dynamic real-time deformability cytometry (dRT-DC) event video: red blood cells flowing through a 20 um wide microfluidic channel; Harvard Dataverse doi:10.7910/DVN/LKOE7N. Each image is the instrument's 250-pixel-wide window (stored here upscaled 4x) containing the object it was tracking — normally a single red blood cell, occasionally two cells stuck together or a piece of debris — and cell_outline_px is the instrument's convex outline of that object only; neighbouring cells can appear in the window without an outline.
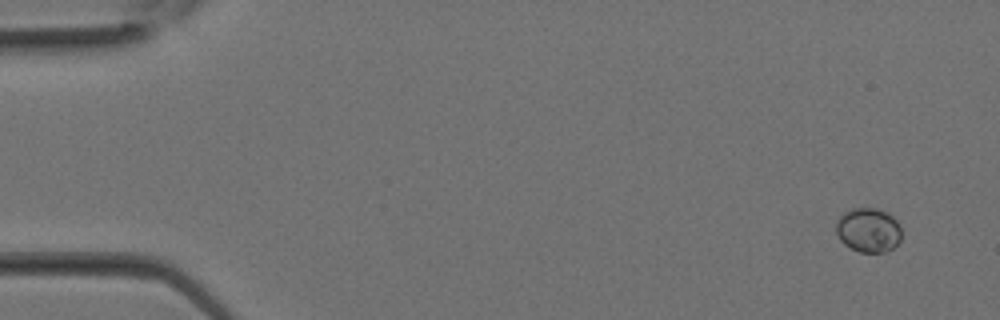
{"species": "Egyptian fruit bat (a non-hibernating species)", "species_latin": "Rousettus aegyptiacus", "temperature_condition": "room temperature", "stored_images_in_passage": 13, "camera_frame_rate_fps": 3000, "um_per_image_px": 0.085, "animal": {"sex": "female"}, "frame": {"image": 1, "passage_image": 2, "time_ms": 0.333, "image_size_px": [1000, 320], "cell_outline_px": [[900, 240], [888, 252], [860, 252], [844, 244], [840, 240], [836, 232], [836, 220], [844, 212], [852, 208], [876, 208], [888, 212], [896, 220], [900, 228]], "centroid_in_image_um": [73.8, 19.55], "position_along_channel_um": 11.2, "area_um2": 16.94}}
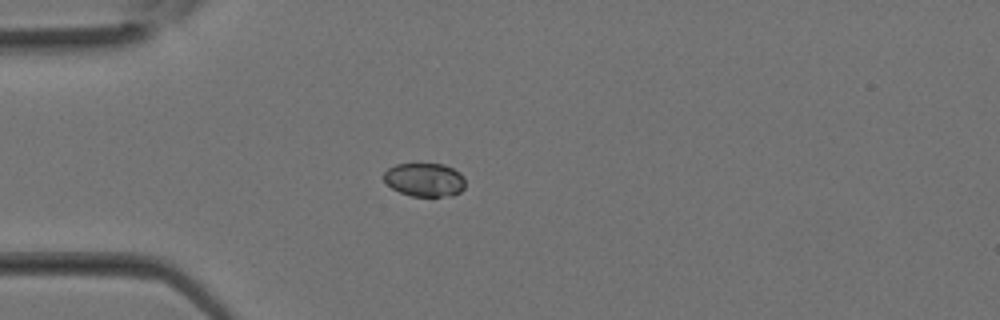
{"frame": {"image": 2, "passage_image": 9, "time_ms": 2.667, "image_size_px": [1000, 320], "cell_outline_px": [[464, 188], [460, 192], [452, 196], [412, 196], [400, 192], [392, 188], [384, 180], [384, 172], [388, 168], [396, 164], [444, 164], [460, 172], [464, 176]], "centroid_in_image_um": [36.11, 15.28], "position_along_channel_um": 48.9, "area_um2": 15.95}}
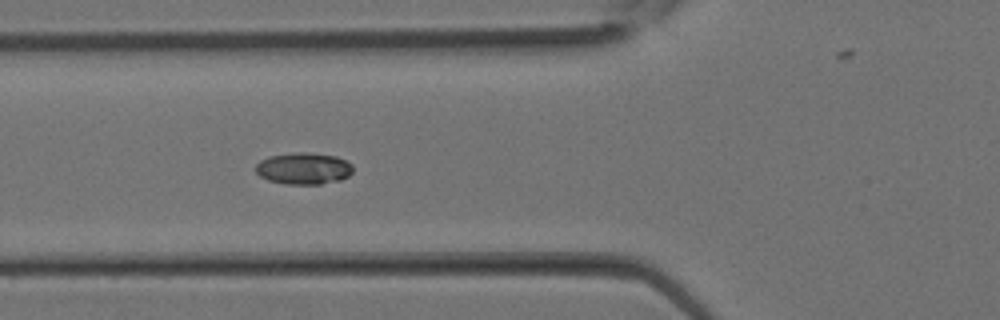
{"frame": {"image": 3, "passage_image": 12, "time_ms": 3.667, "image_size_px": [1000, 320], "cell_outline_px": [[352, 172], [348, 176], [340, 180], [320, 184], [284, 184], [268, 180], [260, 176], [256, 172], [256, 164], [260, 160], [268, 156], [300, 152], [304, 152], [336, 156], [352, 164]], "centroid_in_image_um": [25.79, 14.32], "position_along_channel_um": 100.0, "area_um2": 17.92}}